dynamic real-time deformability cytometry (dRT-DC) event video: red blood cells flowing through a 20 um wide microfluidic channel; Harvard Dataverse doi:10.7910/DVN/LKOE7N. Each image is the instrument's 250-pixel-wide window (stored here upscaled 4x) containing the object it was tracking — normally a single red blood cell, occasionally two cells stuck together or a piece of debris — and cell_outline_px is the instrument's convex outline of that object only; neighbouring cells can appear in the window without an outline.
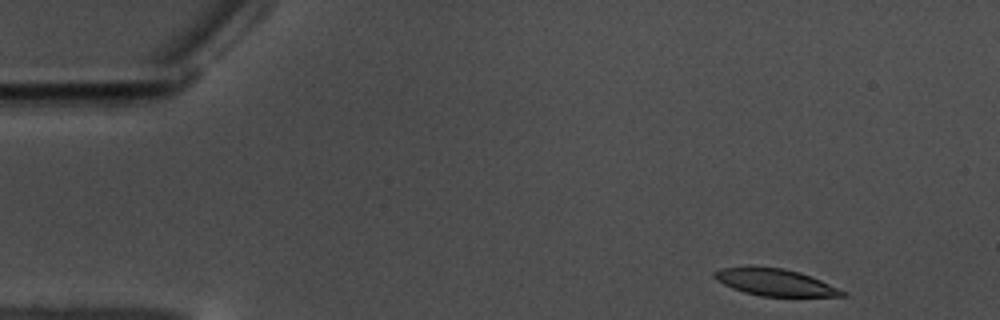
{"species": "common noctule bat (a hibernating species)", "species_latin": "Nyctalus noctula", "temperature_condition": "warm", "stored_images_in_passage": 53, "camera_frame_rate_fps": 3000, "um_per_image_px": 0.085, "animal": {"sex": "male", "body_mass_g": 17.5, "forearm_length_mm": 52.3}, "frame": {"image": 1, "passage_image": 1, "time_ms": 0.0, "image_size_px": [1000, 320], "cell_outline_px": [[848, 296], [760, 296], [744, 292], [732, 288], [716, 280], [712, 276], [712, 272], [720, 268], [752, 264], [784, 268], [800, 272], [820, 280], [848, 292]], "centroid_in_image_um": [65.81, 23.96], "position_along_channel_um": 19.2, "area_um2": 20.63}}
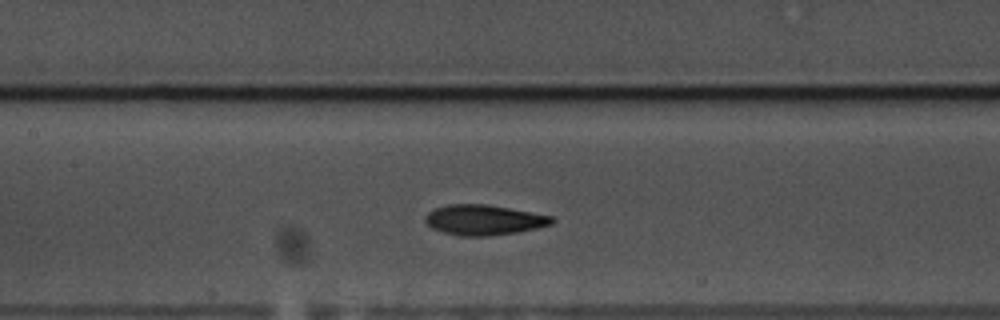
{"frame": {"image": 2, "passage_image": 22, "time_ms": 7.0, "image_size_px": [1000, 320], "cell_outline_px": [[556, 220], [552, 224], [536, 228], [516, 232], [492, 236], [460, 236], [444, 232], [432, 228], [424, 220], [424, 216], [428, 212], [436, 208], [448, 204], [488, 204], [552, 216]], "centroid_in_image_um": [41.12, 18.69], "position_along_channel_um": 166.3, "area_um2": 22.31}}
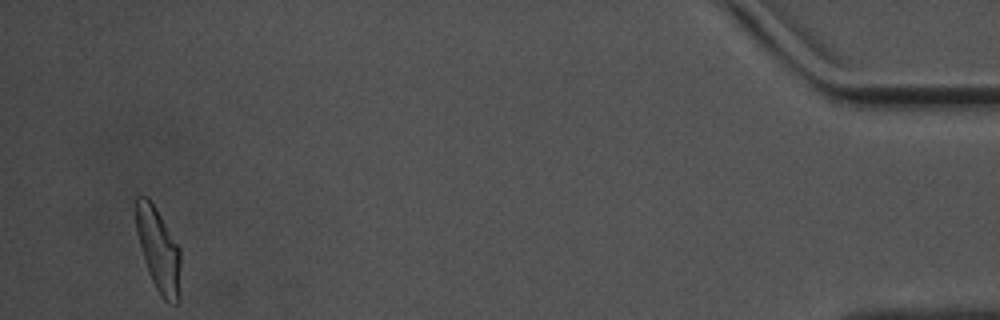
{"frame": {"image": 3, "passage_image": 51, "time_ms": 16.667, "image_size_px": [1000, 320], "cell_outline_px": [[180, 300], [176, 304], [164, 300], [160, 296], [148, 272], [144, 260], [136, 232], [136, 196], [148, 196], [156, 208], [180, 248]], "centroid_in_image_um": [13.48, 21.25], "position_along_channel_um": 421.7, "area_um2": 21.85}, "authors_computed_cell_mechanics": {"area_um2": 21.7906, "velocity_mm_per_s": 3.4904, "shape_relaxation_time_tau1_ms": 4.6688, "shape_relaxation_time_tau2_ms": 2.3243, "deformation_change_tau1": 0.1564, "deformation_change_tau2": 0.0866}}